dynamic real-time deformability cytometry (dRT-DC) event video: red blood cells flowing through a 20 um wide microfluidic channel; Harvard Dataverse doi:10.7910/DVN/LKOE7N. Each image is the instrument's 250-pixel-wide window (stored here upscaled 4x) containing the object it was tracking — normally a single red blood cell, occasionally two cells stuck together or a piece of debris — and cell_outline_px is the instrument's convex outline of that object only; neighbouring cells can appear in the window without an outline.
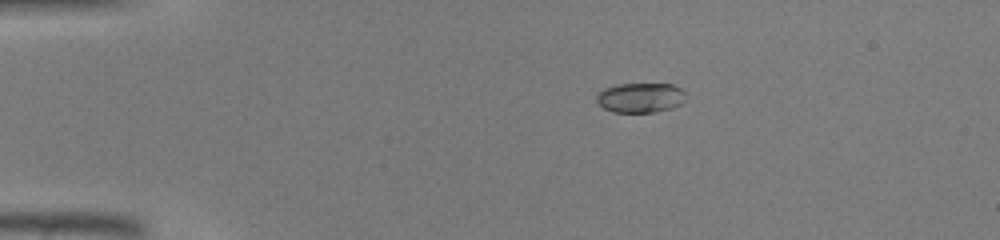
{"species": "common noctule bat (a hibernating species)", "species_latin": "Nyctalus noctula", "temperature_condition": "warm", "stored_images_in_passage": 37, "camera_frame_rate_fps": 3000, "um_per_image_px": 0.085, "animal": {"sex": "male", "body_mass_g": 19.0, "forearm_length_mm": 50.8}, "frame": {"image": 1, "passage_image": 1, "time_ms": 0.0, "image_size_px": [1000, 240], "cell_outline_px": [[688, 96], [680, 104], [672, 108], [656, 112], [612, 112], [604, 108], [596, 100], [596, 96], [604, 88], [616, 84], [672, 84], [680, 88]], "centroid_in_image_um": [54.45, 8.3], "position_along_channel_um": 30.5, "area_um2": 15.55}}
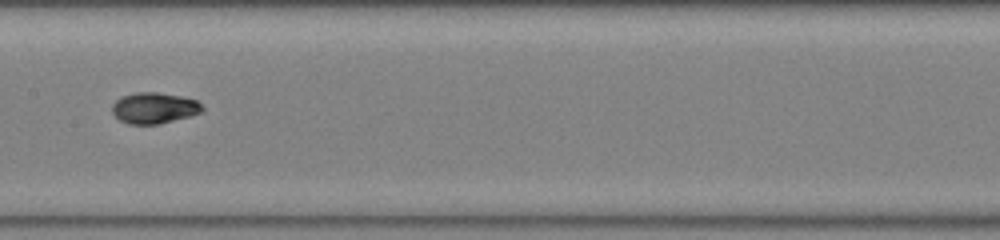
{"frame": {"image": 2, "passage_image": 16, "time_ms": 5.0, "image_size_px": [1000, 240], "cell_outline_px": [[204, 108], [200, 112], [188, 116], [160, 124], [128, 124], [120, 120], [112, 112], [112, 104], [120, 96], [136, 92], [156, 92], [180, 96], [196, 100]], "centroid_in_image_um": [13.06, 9.17], "position_along_channel_um": 194.3, "area_um2": 16.18}}
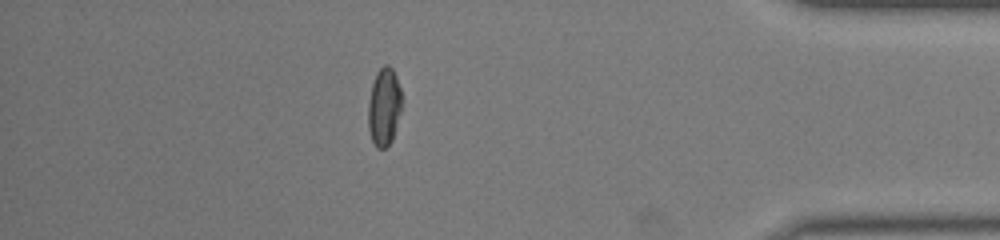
{"frame": {"image": 3, "passage_image": 32, "time_ms": 10.333, "image_size_px": [1000, 240], "cell_outline_px": [[400, 112], [396, 128], [392, 140], [384, 148], [376, 148], [372, 140], [368, 128], [368, 100], [372, 84], [376, 72], [384, 64], [388, 64], [392, 68], [396, 76], [400, 88]], "centroid_in_image_um": [32.62, 9.06], "position_along_channel_um": 402.6, "area_um2": 15.2}}